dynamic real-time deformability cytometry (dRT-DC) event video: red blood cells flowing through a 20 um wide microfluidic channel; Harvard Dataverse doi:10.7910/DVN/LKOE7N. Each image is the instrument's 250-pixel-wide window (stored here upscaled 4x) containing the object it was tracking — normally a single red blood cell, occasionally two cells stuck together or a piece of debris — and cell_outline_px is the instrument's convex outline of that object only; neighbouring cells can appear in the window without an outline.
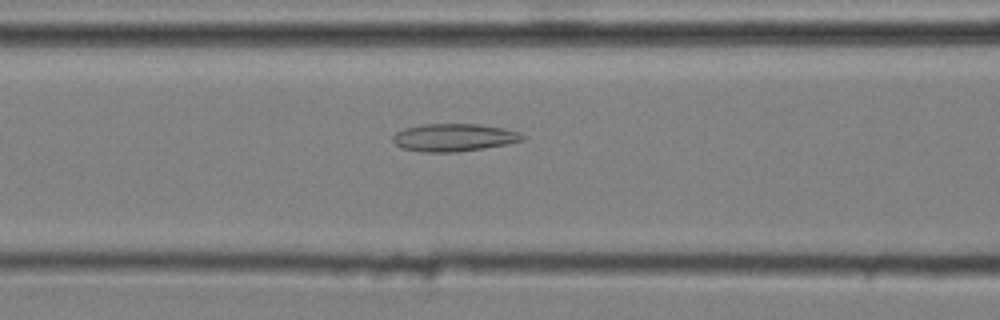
{"species": "common noctule bat (a hibernating species)", "species_latin": "Nyctalus noctula", "temperature_condition": "cold", "stored_images_in_passage": 49, "camera_frame_rate_fps": 3000, "um_per_image_px": 0.085, "animal": {"sex": "male", "body_mass_g": 20.4}, "frame": {"image": 1, "passage_image": 22, "time_ms": 7.0, "image_size_px": [1000, 320], "cell_outline_px": [[524, 140], [508, 144], [484, 148], [456, 152], [424, 152], [404, 148], [396, 144], [392, 140], [392, 136], [396, 132], [404, 128], [420, 124], [480, 124], [504, 128], [520, 132], [524, 136]], "centroid_in_image_um": [38.6, 11.68], "position_along_channel_um": 128.0, "area_um2": 20.98}}
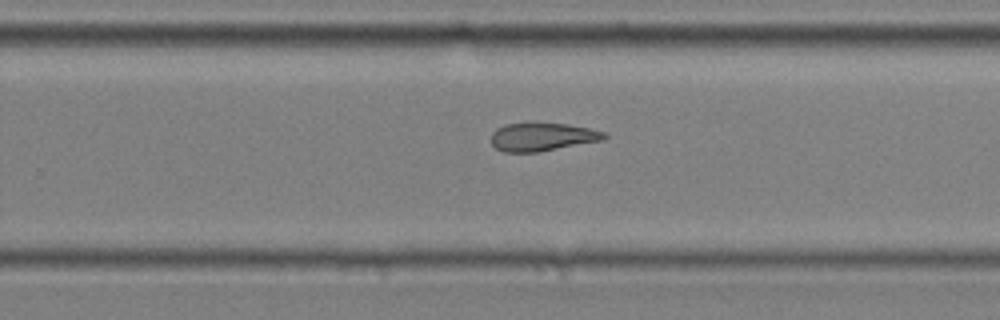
{"frame": {"image": 2, "passage_image": 35, "time_ms": 11.333, "image_size_px": [1000, 320], "cell_outline_px": [[608, 136], [604, 140], [540, 152], [504, 152], [496, 148], [492, 144], [492, 132], [496, 128], [504, 124], [528, 120], [532, 120], [568, 124], [588, 128], [604, 132]], "centroid_in_image_um": [46.07, 11.59], "position_along_channel_um": 283.7, "area_um2": 19.42}}
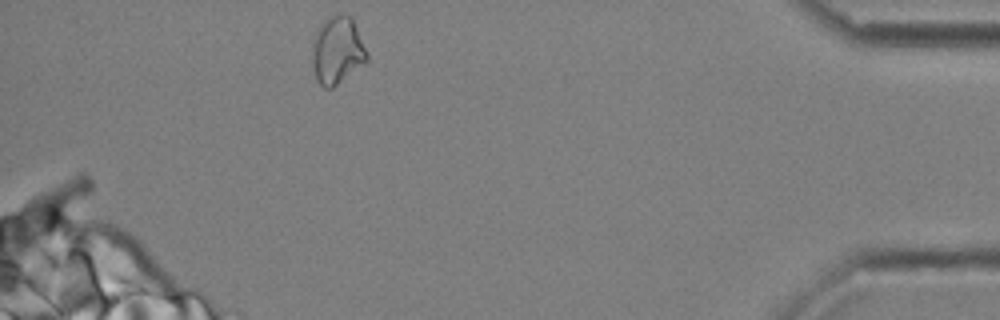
{"frame": {"image": 3, "passage_image": 49, "time_ms": 16.0, "image_size_px": [1000, 320], "cell_outline_px": [[368, 60], [332, 88], [324, 88], [316, 80], [312, 68], [312, 44], [316, 32], [320, 24], [332, 16], [340, 12], [352, 16], [368, 52]], "centroid_in_image_um": [28.67, 4.27], "position_along_channel_um": 406.5, "area_um2": 21.73}, "authors_computed_cell_mechanics": {"area_um2": 20.3456, "velocity_mm_per_s": 3.6037, "shape_relaxation_time_tau1_ms": null, "shape_relaxation_time_tau2_ms": 3.3718, "deformation_change_tau1": null, "deformation_change_tau2": 0.1205}}